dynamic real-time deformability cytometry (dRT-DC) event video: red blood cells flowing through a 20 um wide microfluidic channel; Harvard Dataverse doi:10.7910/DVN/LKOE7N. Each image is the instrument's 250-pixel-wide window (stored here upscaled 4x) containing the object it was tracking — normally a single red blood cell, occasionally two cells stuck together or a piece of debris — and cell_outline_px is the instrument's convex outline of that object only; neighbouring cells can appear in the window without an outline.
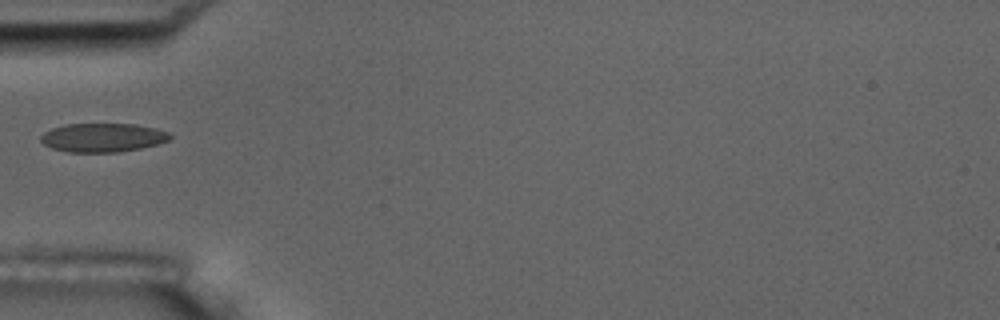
{"species": "common noctule bat (a hibernating species)", "species_latin": "Nyctalus noctula", "temperature_condition": "room temperature", "stored_images_in_passage": 6, "camera_frame_rate_fps": 3000, "um_per_image_px": 0.085, "animal": {"sex": "male", "body_mass_g": 17.5, "forearm_length_mm": 52.3}, "frame": {"image": 1, "passage_image": 2, "time_ms": 1.333, "image_size_px": [1000, 320], "cell_outline_px": [[172, 136], [168, 140], [156, 144], [140, 148], [116, 152], [68, 152], [52, 148], [44, 144], [40, 140], [40, 136], [44, 132], [52, 128], [64, 124], [136, 124], [156, 128], [168, 132]], "centroid_in_image_um": [8.71, 11.69], "position_along_channel_um": 76.3, "area_um2": 21.62}}
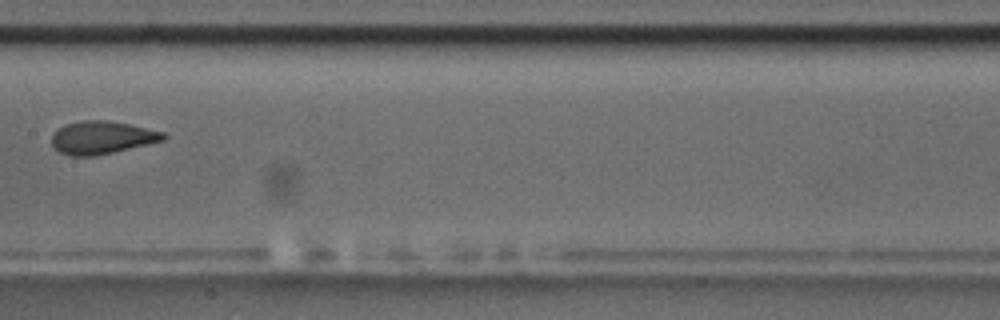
{"frame": {"image": 2, "passage_image": 5, "time_ms": 4.667, "image_size_px": [1000, 320], "cell_outline_px": [[168, 136], [164, 140], [148, 144], [112, 152], [92, 156], [68, 156], [52, 148], [52, 136], [64, 124], [84, 120], [108, 120], [128, 124], [164, 132]], "centroid_in_image_um": [8.65, 11.69], "position_along_channel_um": 198.8, "area_um2": 21.27}}